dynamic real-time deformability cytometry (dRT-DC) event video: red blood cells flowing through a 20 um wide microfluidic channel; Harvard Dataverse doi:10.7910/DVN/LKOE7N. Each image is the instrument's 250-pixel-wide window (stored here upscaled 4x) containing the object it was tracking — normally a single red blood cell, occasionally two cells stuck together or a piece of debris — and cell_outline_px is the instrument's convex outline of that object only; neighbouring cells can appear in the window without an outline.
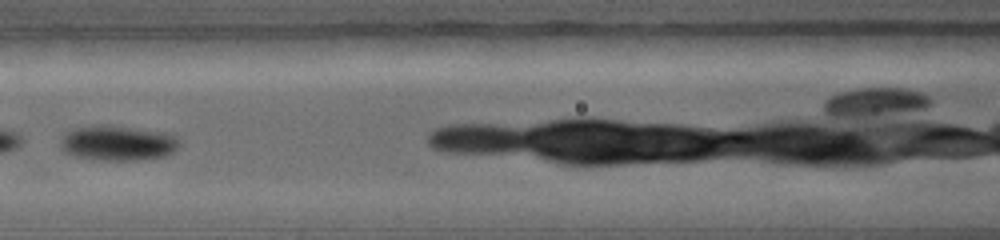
{"species": "common noctule bat (a hibernating species)", "species_latin": "Nyctalus noctula", "temperature_condition": "warm", "stored_images_in_passage": 3, "camera_frame_rate_fps": 5000, "um_per_image_px": 0.085, "animal": {"sex": "female", "body_mass_g": 19.0, "forearm_length_mm": 56.7}, "frame": {"image": 1, "passage_image": 3, "time_ms": 1.8, "image_size_px": [1000, 240], "cell_outline_px": [[180, 144], [172, 152], [164, 156], [136, 160], [100, 160], [76, 156], [64, 152], [60, 148], [60, 140], [64, 132], [72, 128], [96, 124], [108, 124], [172, 132], [180, 136]], "centroid_in_image_um": [10.03, 12.12], "position_along_channel_um": 156.6, "area_um2": 25.14}}